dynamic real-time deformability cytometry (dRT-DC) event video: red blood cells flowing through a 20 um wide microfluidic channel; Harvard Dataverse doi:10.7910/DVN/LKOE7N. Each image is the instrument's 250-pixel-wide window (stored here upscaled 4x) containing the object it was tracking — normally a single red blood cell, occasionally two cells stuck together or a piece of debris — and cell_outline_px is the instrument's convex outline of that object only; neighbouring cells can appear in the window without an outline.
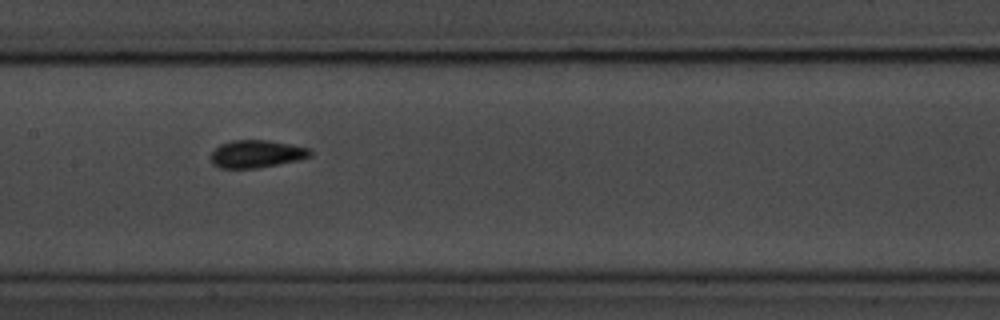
{"species": "common noctule bat (a hibernating species)", "species_latin": "Nyctalus noctula", "temperature_condition": "room temperature", "stored_images_in_passage": 10, "camera_frame_rate_fps": 3000, "um_per_image_px": 0.085, "animal": {"sex": "male", "body_mass_g": 20.1, "forearm_length_mm": 53.5}, "frame": {"image": 1, "passage_image": 4, "time_ms": 3.333, "image_size_px": [1000, 320], "cell_outline_px": [[312, 156], [300, 160], [280, 164], [256, 168], [220, 168], [212, 164], [212, 152], [220, 144], [232, 140], [268, 140], [312, 148]], "centroid_in_image_um": [21.86, 13.08], "position_along_channel_um": 185.5, "area_um2": 16.13}}
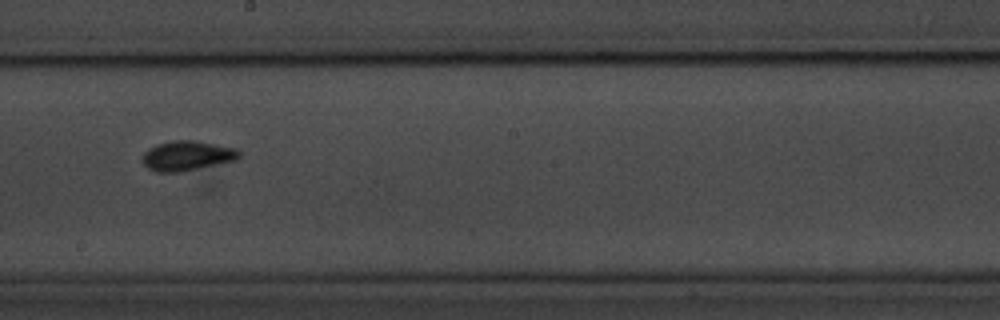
{"frame": {"image": 2, "passage_image": 5, "time_ms": 4.667, "image_size_px": [1000, 320], "cell_outline_px": [[240, 156], [236, 160], [180, 172], [156, 172], [148, 168], [144, 164], [140, 156], [148, 148], [156, 144], [172, 140], [196, 140], [236, 148], [240, 152]], "centroid_in_image_um": [15.87, 13.23], "position_along_channel_um": 232.3, "area_um2": 16.94}}
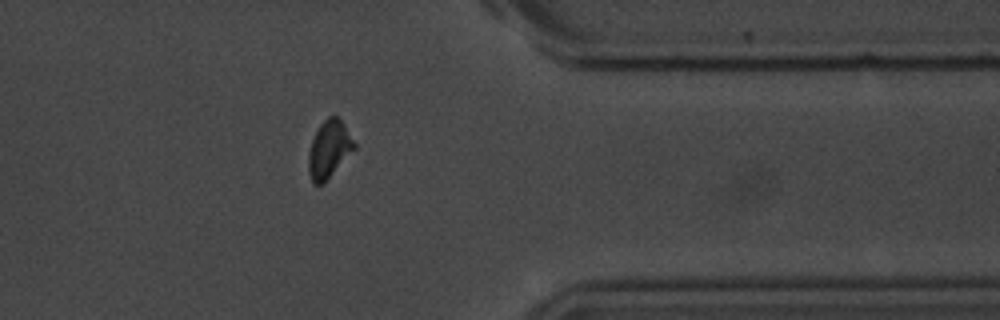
{"frame": {"image": 3, "passage_image": 9, "time_ms": 9.333, "image_size_px": [1000, 320], "cell_outline_px": [[356, 148], [324, 184], [312, 184], [308, 172], [308, 156], [312, 140], [320, 124], [328, 116], [336, 116], [344, 124], [356, 144]], "centroid_in_image_um": [27.97, 12.72], "position_along_channel_um": 383.4, "area_um2": 15.37}, "authors_computed_cell_mechanics": {"area_um2": 15.3748, "velocity_mm_per_s": 3.5164, "shape_relaxation_time_tau1_ms": 4.2884, "shape_relaxation_time_tau2_ms": null, "deformation_change_tau1": 0.1063, "deformation_change_tau2": null}}